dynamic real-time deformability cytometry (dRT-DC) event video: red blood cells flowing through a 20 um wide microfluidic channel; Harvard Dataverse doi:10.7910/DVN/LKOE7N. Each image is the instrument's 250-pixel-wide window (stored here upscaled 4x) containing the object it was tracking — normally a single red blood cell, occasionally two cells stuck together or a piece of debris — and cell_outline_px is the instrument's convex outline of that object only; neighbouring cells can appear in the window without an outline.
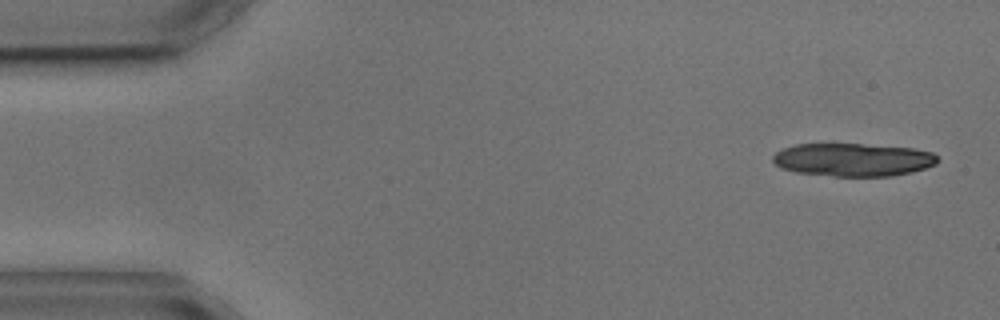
{"species": "common noctule bat (a hibernating species)", "species_latin": "Nyctalus noctula", "temperature_condition": "cold", "stored_images_in_passage": 4, "camera_frame_rate_fps": 3000, "um_per_image_px": 0.085, "animal": {"sex": "male", "body_mass_g": 17.9, "forearm_length_mm": 54.2}, "frame": {"image": 1, "passage_image": 1, "time_ms": 0.0, "image_size_px": [1000, 320], "cell_outline_px": [[940, 160], [936, 164], [912, 172], [892, 176], [832, 176], [796, 172], [780, 168], [772, 160], [772, 156], [776, 152], [784, 148], [796, 144], [860, 144], [916, 148], [932, 152]], "centroid_in_image_um": [72.52, 13.57], "position_along_channel_um": 12.5, "area_um2": 31.85}}